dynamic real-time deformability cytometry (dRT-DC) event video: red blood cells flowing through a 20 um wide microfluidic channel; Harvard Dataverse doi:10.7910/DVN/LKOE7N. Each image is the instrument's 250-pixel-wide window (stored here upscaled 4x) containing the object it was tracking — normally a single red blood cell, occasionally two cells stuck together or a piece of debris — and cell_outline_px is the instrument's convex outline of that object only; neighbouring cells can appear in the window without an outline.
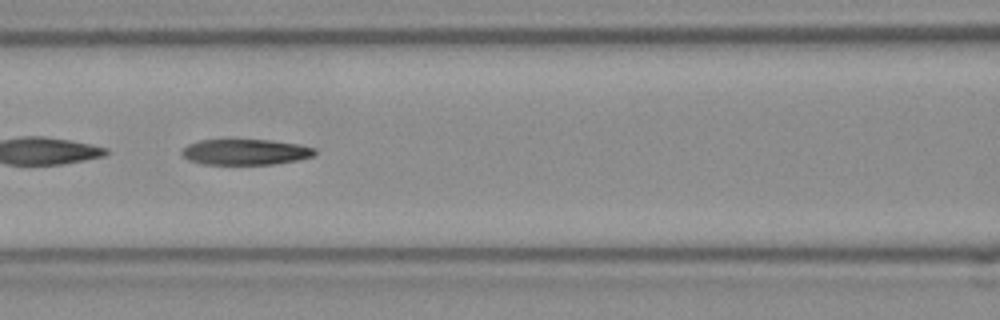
{"species": "Egyptian fruit bat (a non-hibernating species)", "species_latin": "Rousettus aegyptiacus", "temperature_condition": "room temperature", "stored_images_in_passage": 50, "segment_of_instrument_passage": [2, 2], "camera_frame_rate_fps": 3000, "um_per_image_px": 0.085, "frame": {"image": 1, "passage_image": 21, "time_ms": 6.667, "image_size_px": [1000, 320], "cell_outline_px": [[316, 152], [312, 156], [296, 160], [272, 164], [204, 164], [188, 160], [180, 152], [188, 144], [200, 140], [272, 140], [296, 144], [316, 148]], "centroid_in_image_um": [20.84, 12.92], "position_along_channel_um": 145.8, "area_um2": 19.71}}
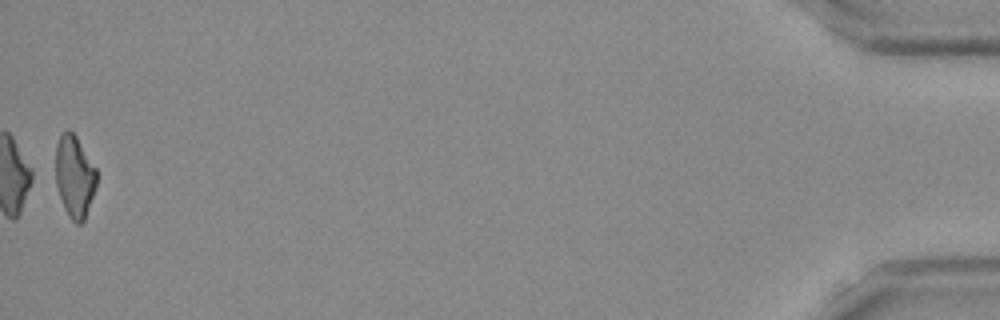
{"frame": {"image": 2, "passage_image": 50, "time_ms": 16.333, "image_size_px": [1000, 320], "cell_outline_px": [[96, 188], [84, 220], [80, 224], [76, 224], [68, 216], [64, 208], [56, 184], [56, 144], [60, 136], [68, 128], [76, 136], [96, 168]], "centroid_in_image_um": [6.34, 15.01], "position_along_channel_um": 428.9, "area_um2": 19.48}}